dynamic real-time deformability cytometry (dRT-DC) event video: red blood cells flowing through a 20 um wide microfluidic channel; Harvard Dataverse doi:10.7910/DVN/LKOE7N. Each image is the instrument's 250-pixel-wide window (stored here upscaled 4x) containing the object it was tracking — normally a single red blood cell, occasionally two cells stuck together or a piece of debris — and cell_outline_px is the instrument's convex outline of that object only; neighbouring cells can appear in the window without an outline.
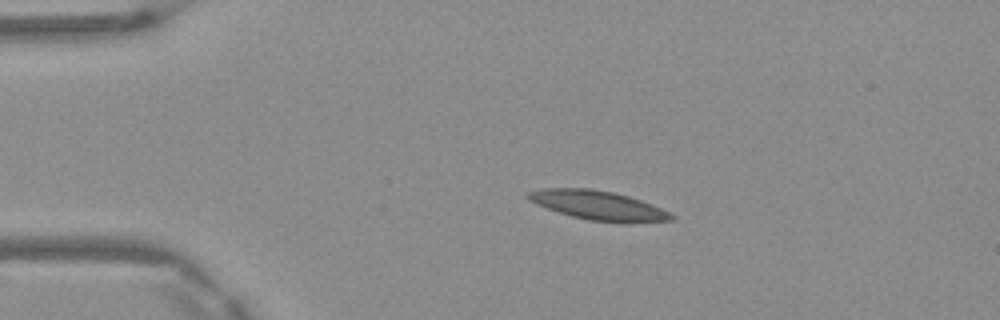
{"species": "Egyptian fruit bat (a non-hibernating species)", "species_latin": "Rousettus aegyptiacus", "temperature_condition": "warm", "stored_images_in_passage": 3, "camera_frame_rate_fps": 3000, "um_per_image_px": 0.085, "frame": {"image": 1, "passage_image": 2, "time_ms": 0.333, "image_size_px": [1000, 320], "cell_outline_px": [[676, 216], [672, 220], [588, 220], [572, 216], [536, 204], [528, 200], [524, 196], [524, 192], [540, 188], [588, 188], [612, 192], [628, 196], [652, 204]], "centroid_in_image_um": [50.69, 17.39], "position_along_channel_um": 34.3, "area_um2": 23.41}}